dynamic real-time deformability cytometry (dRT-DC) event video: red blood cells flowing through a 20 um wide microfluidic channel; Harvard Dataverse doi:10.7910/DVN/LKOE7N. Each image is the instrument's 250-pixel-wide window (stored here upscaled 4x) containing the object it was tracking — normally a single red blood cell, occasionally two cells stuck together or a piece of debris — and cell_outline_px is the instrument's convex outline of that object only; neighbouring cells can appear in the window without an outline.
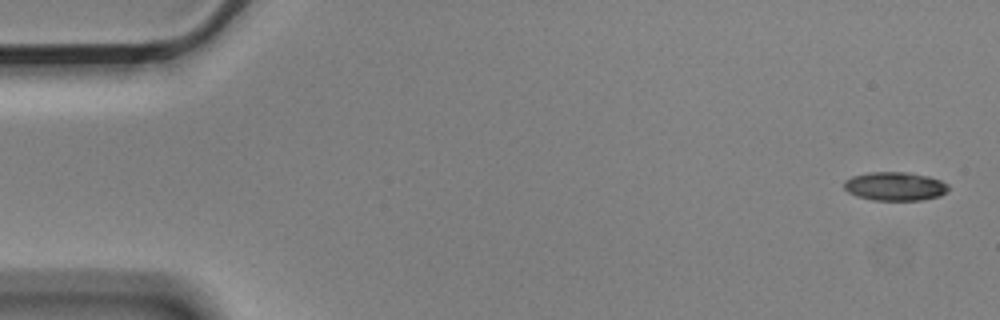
{"species": "Egyptian fruit bat (a non-hibernating species)", "species_latin": "Rousettus aegyptiacus", "temperature_condition": "cold", "stored_images_in_passage": 5, "camera_frame_rate_fps": 3000, "um_per_image_px": 0.085, "animal": {"sex": "male"}, "frame": {"image": 1, "passage_image": 1, "time_ms": 0.0, "image_size_px": [1000, 320], "cell_outline_px": [[948, 192], [940, 196], [920, 200], [872, 200], [856, 196], [848, 192], [844, 188], [844, 180], [852, 176], [868, 172], [908, 172], [928, 176], [940, 180], [948, 184]], "centroid_in_image_um": [76.07, 15.83], "position_along_channel_um": 8.9, "area_um2": 17.57}}
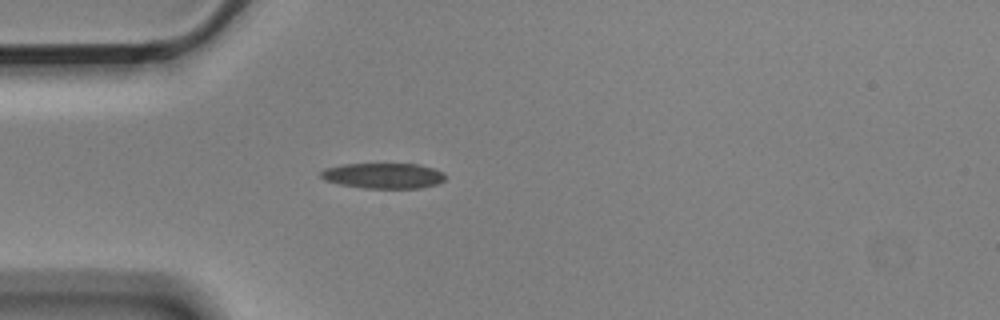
{"frame": {"image": 2, "passage_image": 5, "time_ms": 1.333, "image_size_px": [1000, 320], "cell_outline_px": [[444, 180], [436, 184], [420, 188], [364, 188], [340, 184], [324, 180], [320, 176], [320, 172], [324, 168], [344, 164], [420, 164], [444, 172]], "centroid_in_image_um": [32.57, 14.93], "position_along_channel_um": 52.4, "area_um2": 18.44}}